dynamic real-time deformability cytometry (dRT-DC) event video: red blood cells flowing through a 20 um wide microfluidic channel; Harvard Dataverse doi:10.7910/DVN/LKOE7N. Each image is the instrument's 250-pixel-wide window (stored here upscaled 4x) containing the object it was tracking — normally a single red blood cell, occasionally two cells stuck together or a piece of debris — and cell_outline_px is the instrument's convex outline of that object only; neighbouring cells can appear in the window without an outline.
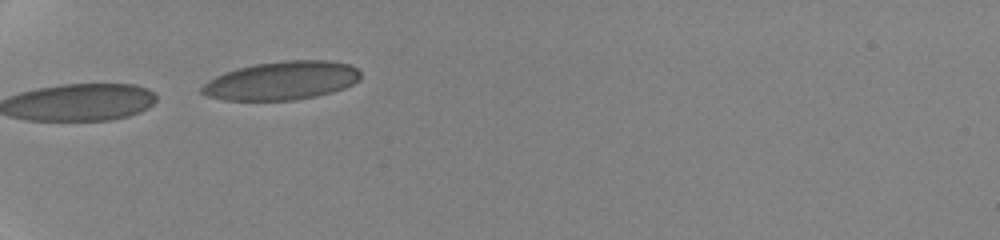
{"species": "human", "species_latin": "Homo sapiens", "temperature_condition": "cold", "stored_images_in_passage": 9, "camera_frame_rate_fps": 3000, "um_per_image_px": 0.085, "donor": {"sex": "female"}, "frame": {"image": 1, "passage_image": 1, "time_ms": 0.0, "image_size_px": [1000, 240], "cell_outline_px": [[360, 80], [344, 88], [332, 92], [316, 96], [296, 100], [224, 100], [204, 96], [200, 92], [200, 88], [208, 80], [224, 72], [236, 68], [256, 64], [284, 60], [328, 60], [348, 64], [356, 68], [360, 72]], "centroid_in_image_um": [23.92, 6.86], "position_along_channel_um": 61.1, "area_um2": 35.78}}
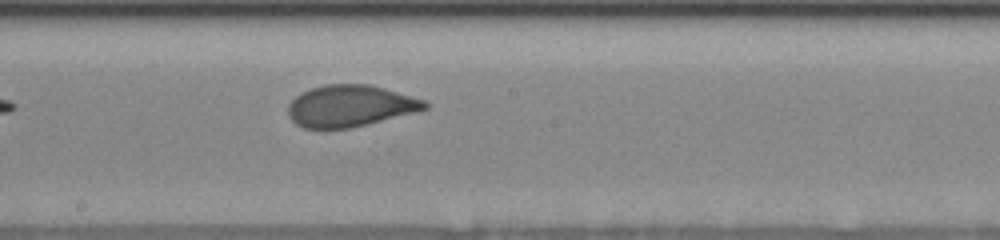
{"frame": {"image": 2, "passage_image": 7, "time_ms": 5.0, "image_size_px": [1000, 240], "cell_outline_px": [[428, 108], [368, 124], [352, 128], [304, 128], [296, 124], [288, 116], [288, 104], [300, 92], [324, 84], [368, 84], [384, 88], [424, 100], [428, 104]], "centroid_in_image_um": [29.71, 9.0], "position_along_channel_um": 218.5, "area_um2": 32.95}}
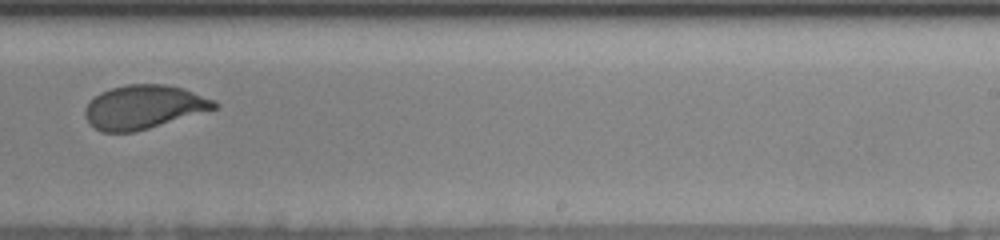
{"frame": {"image": 3, "passage_image": 9, "time_ms": 6.667, "image_size_px": [1000, 240], "cell_outline_px": [[220, 104], [216, 108], [148, 128], [132, 132], [100, 132], [88, 124], [84, 116], [84, 108], [88, 100], [100, 92], [112, 88], [128, 84], [168, 84], [184, 88], [216, 100]], "centroid_in_image_um": [12.17, 9.08], "position_along_channel_um": 276.8, "area_um2": 33.18}}